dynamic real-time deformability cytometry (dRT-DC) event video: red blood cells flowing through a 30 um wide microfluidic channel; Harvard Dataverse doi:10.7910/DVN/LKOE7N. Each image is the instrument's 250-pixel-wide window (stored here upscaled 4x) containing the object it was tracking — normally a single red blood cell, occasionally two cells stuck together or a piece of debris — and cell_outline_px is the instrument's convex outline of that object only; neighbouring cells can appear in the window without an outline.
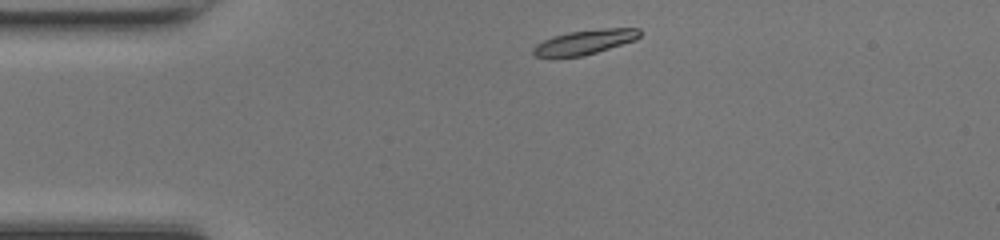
{"species": "common noctule bat (a hibernating species)", "species_latin": "Nyctalus noctula", "temperature_condition": "room temperature", "stored_images_in_passage": 40, "camera_frame_rate_fps": 3000, "um_per_image_px": 0.085, "animal": {"sex": "female", "body_mass_g": 17.0, "forearm_length_mm": 48.0}, "frame": {"image": 1, "passage_image": 1, "time_ms": 0.0, "image_size_px": [1000, 240], "cell_outline_px": [[640, 36], [636, 40], [584, 56], [552, 60], [536, 56], [532, 52], [532, 48], [536, 44], [552, 36], [568, 32], [604, 28], [640, 28]], "centroid_in_image_um": [49.63, 3.62], "position_along_channel_um": 35.4, "area_um2": 15.84}}
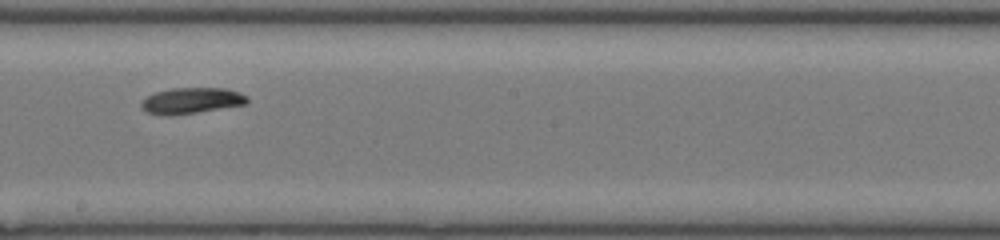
{"frame": {"image": 2, "passage_image": 18, "time_ms": 5.667, "image_size_px": [1000, 240], "cell_outline_px": [[248, 100], [244, 104], [172, 116], [168, 116], [148, 112], [140, 104], [148, 96], [156, 92], [172, 88], [228, 88], [240, 92], [248, 96]], "centroid_in_image_um": [16.3, 8.54], "position_along_channel_um": 231.9, "area_um2": 15.78}}
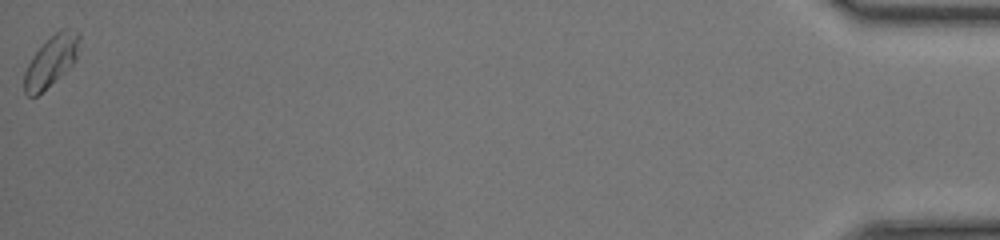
{"frame": {"image": 3, "passage_image": 40, "time_ms": 13.0, "image_size_px": [1000, 240], "cell_outline_px": [[80, 36], [76, 60], [60, 76], [36, 96], [28, 96], [24, 92], [24, 72], [32, 56], [60, 28], [68, 28], [80, 32]], "centroid_in_image_um": [4.35, 5.18], "position_along_channel_um": 430.8, "area_um2": 16.01}, "authors_computed_cell_mechanics": {"area_um2": 15.8372, "velocity_mm_per_s": 4.1668, "shape_relaxation_time_tau1_ms": 4.3068, "shape_relaxation_time_tau2_ms": null, "deformation_change_tau1": 0.1028, "deformation_change_tau2": null}}